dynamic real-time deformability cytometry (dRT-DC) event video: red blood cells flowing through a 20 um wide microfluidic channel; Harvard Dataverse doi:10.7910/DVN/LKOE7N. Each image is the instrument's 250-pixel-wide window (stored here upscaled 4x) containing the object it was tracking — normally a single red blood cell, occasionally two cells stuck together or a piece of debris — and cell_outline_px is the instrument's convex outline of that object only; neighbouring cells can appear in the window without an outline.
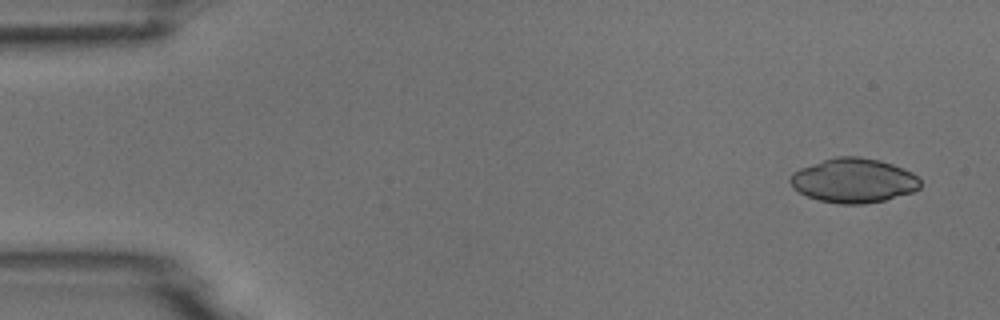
{"species": "common noctule bat (a hibernating species)", "species_latin": "Nyctalus noctula", "temperature_condition": "room temperature", "stored_images_in_passage": 7, "camera_frame_rate_fps": 3000, "um_per_image_px": 0.085, "animal": {"sex": "male", "body_mass_g": 18.8}, "frame": {"image": 1, "passage_image": 1, "time_ms": 0.0, "image_size_px": [1000, 320], "cell_outline_px": [[920, 188], [912, 192], [884, 200], [864, 204], [840, 204], [820, 200], [808, 196], [792, 188], [788, 180], [792, 172], [800, 168], [836, 156], [860, 156], [880, 160], [904, 168], [912, 172], [920, 180]], "centroid_in_image_um": [72.55, 15.34], "position_along_channel_um": 12.5, "area_um2": 33.7}}